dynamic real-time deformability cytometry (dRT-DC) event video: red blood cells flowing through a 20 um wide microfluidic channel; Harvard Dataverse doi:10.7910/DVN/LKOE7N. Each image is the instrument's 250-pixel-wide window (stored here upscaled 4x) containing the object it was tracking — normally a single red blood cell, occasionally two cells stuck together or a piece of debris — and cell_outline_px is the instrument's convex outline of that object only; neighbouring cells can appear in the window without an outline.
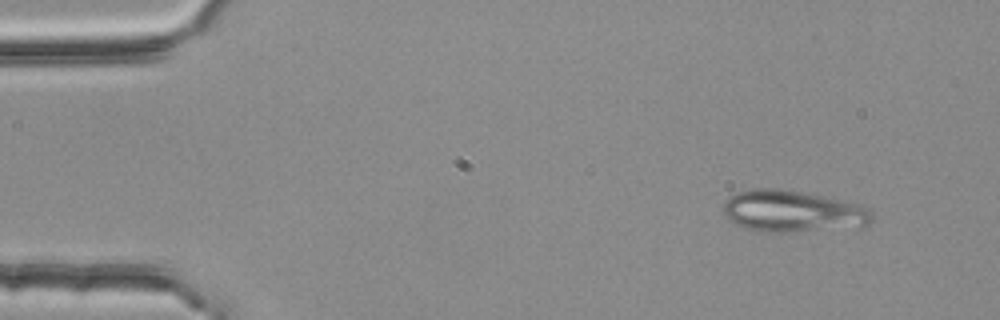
{"species": "common noctule bat (a hibernating species)", "species_latin": "Nyctalus noctula", "temperature_condition": "room temperature", "stored_images_in_passage": 3, "camera_frame_rate_fps": 3000, "um_per_image_px": 0.085, "animal": {"sex": "female", "body_mass_g": 25.1}, "frame": {"image": 1, "passage_image": 1, "time_ms": 0.0, "image_size_px": [1000, 320], "cell_outline_px": [[872, 220], [868, 224], [792, 232], [764, 232], [748, 228], [736, 224], [728, 220], [724, 216], [724, 204], [736, 192], [752, 188], [772, 188], [800, 192], [820, 196], [856, 204], [872, 212]], "centroid_in_image_um": [67.27, 17.95], "position_along_channel_um": 17.7, "area_um2": 35.03}}